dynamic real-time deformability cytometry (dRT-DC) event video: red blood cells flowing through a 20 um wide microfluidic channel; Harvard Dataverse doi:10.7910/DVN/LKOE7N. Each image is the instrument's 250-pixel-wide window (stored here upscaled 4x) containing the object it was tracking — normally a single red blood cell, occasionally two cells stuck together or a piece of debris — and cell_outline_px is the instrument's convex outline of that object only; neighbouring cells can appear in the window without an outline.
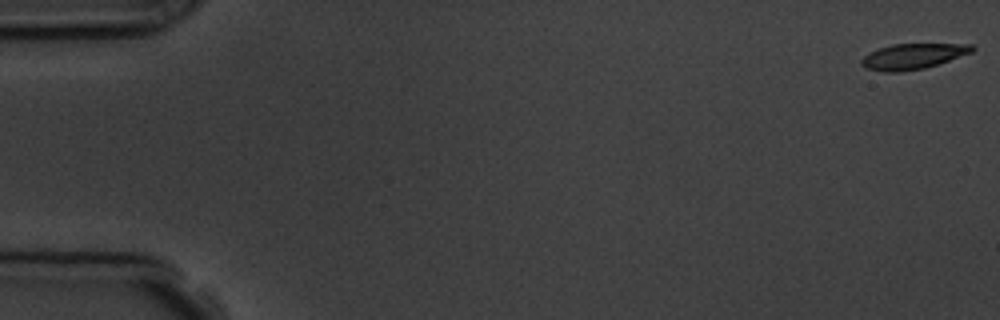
{"species": "common noctule bat (a hibernating species)", "species_latin": "Nyctalus noctula", "temperature_condition": "room temperature", "stored_images_in_passage": 6, "camera_frame_rate_fps": 3000, "um_per_image_px": 0.085, "animal": {"sex": "male", "body_mass_g": 19.5, "forearm_length_mm": 54.6}, "frame": {"image": 1, "passage_image": 1, "time_ms": 0.0, "image_size_px": [1000, 320], "cell_outline_px": [[976, 48], [972, 52], [924, 68], [900, 72], [884, 72], [864, 68], [860, 64], [860, 60], [864, 56], [880, 48], [892, 44], [972, 44]], "centroid_in_image_um": [77.56, 4.79], "position_along_channel_um": 7.4, "area_um2": 16.3}}
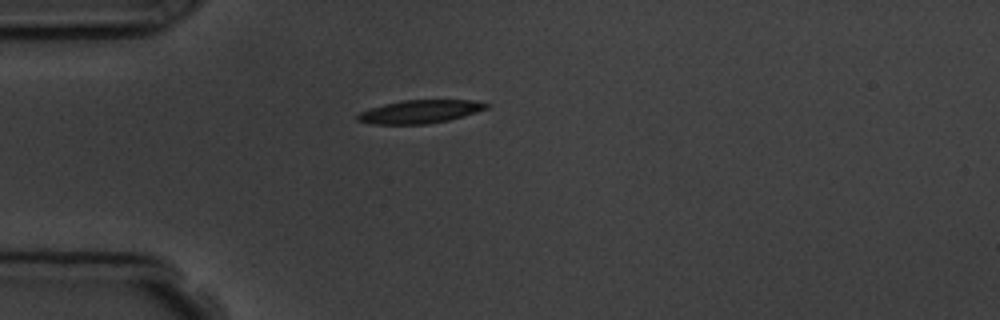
{"frame": {"image": 2, "passage_image": 5, "time_ms": 4.667, "image_size_px": [1000, 320], "cell_outline_px": [[492, 104], [488, 108], [476, 112], [448, 120], [428, 124], [372, 124], [356, 120], [356, 116], [360, 112], [384, 104], [404, 100], [476, 100]], "centroid_in_image_um": [35.73, 9.48], "position_along_channel_um": 49.3, "area_um2": 17.4}}